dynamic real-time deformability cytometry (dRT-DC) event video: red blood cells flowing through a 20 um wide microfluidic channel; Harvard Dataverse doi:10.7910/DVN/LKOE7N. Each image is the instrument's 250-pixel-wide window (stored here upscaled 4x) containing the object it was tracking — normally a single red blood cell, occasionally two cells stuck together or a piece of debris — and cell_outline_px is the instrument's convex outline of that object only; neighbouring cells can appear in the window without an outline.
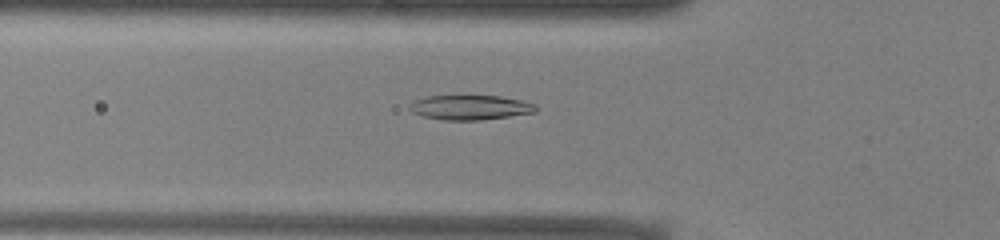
{"species": "common noctule bat (a hibernating species)", "species_latin": "Nyctalus noctula", "temperature_condition": "warm", "stored_images_in_passage": 39, "camera_frame_rate_fps": 3000, "um_per_image_px": 0.085, "animal": {"sex": "male", "body_mass_g": 13.0, "forearm_length_mm": 53.1}, "frame": {"image": 1, "passage_image": 16, "time_ms": 5.0, "image_size_px": [1000, 240], "cell_outline_px": [[540, 108], [536, 112], [480, 120], [444, 120], [424, 116], [412, 112], [408, 108], [412, 100], [428, 96], [500, 96], [520, 100], [536, 104]], "centroid_in_image_um": [39.97, 9.13], "position_along_channel_um": 85.8, "area_um2": 18.15}}
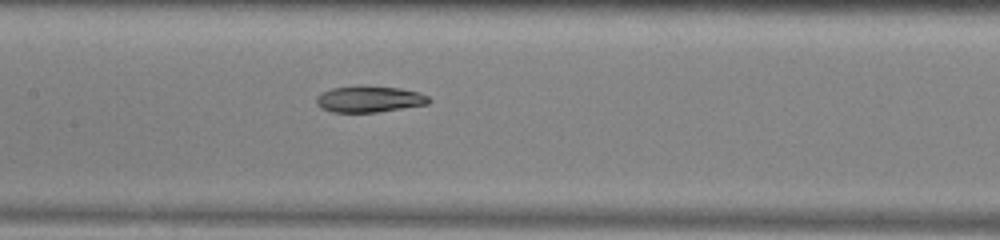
{"frame": {"image": 2, "passage_image": 23, "time_ms": 7.333, "image_size_px": [1000, 240], "cell_outline_px": [[432, 100], [428, 104], [376, 112], [332, 112], [320, 108], [316, 104], [316, 96], [320, 92], [332, 88], [356, 84], [360, 84], [400, 88], [420, 92], [428, 96]], "centroid_in_image_um": [31.35, 8.4], "position_along_channel_um": 176.0, "area_um2": 17.74}}
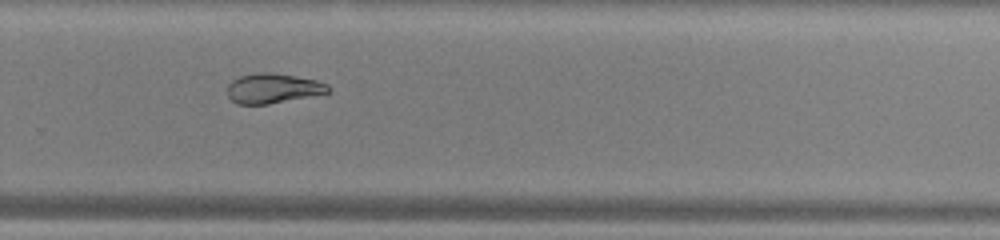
{"frame": {"image": 3, "passage_image": 33, "time_ms": 10.667, "image_size_px": [1000, 240], "cell_outline_px": [[332, 92], [268, 104], [236, 104], [228, 96], [228, 84], [232, 80], [240, 76], [256, 72], [272, 72], [296, 76], [316, 80], [328, 84], [332, 88]], "centroid_in_image_um": [23.23, 7.5], "position_along_channel_um": 306.6, "area_um2": 17.69}}